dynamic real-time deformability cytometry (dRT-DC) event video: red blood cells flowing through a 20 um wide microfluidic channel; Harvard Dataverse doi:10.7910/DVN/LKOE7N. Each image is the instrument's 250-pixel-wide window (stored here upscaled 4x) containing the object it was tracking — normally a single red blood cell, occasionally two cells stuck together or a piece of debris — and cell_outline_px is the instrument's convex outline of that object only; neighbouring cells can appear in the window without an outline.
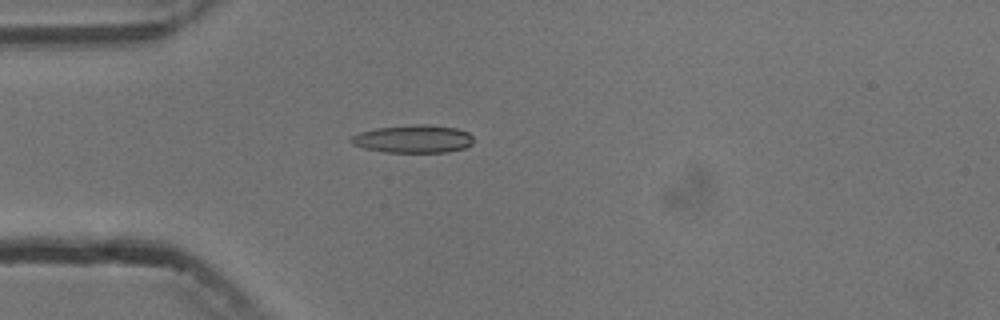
{"species": "common noctule bat (a hibernating species)", "species_latin": "Nyctalus noctula", "temperature_condition": "cold", "stored_images_in_passage": 4, "camera_frame_rate_fps": 3000, "um_per_image_px": 0.085, "animal": {"sex": "male", "body_mass_g": 13.3}, "frame": {"image": 1, "passage_image": 4, "time_ms": 3.667, "image_size_px": [1000, 320], "cell_outline_px": [[472, 144], [464, 148], [448, 152], [384, 152], [364, 148], [352, 144], [348, 140], [352, 136], [360, 132], [376, 128], [456, 128], [468, 132], [472, 136]], "centroid_in_image_um": [35.08, 11.88], "position_along_channel_um": 49.9, "area_um2": 18.61}}